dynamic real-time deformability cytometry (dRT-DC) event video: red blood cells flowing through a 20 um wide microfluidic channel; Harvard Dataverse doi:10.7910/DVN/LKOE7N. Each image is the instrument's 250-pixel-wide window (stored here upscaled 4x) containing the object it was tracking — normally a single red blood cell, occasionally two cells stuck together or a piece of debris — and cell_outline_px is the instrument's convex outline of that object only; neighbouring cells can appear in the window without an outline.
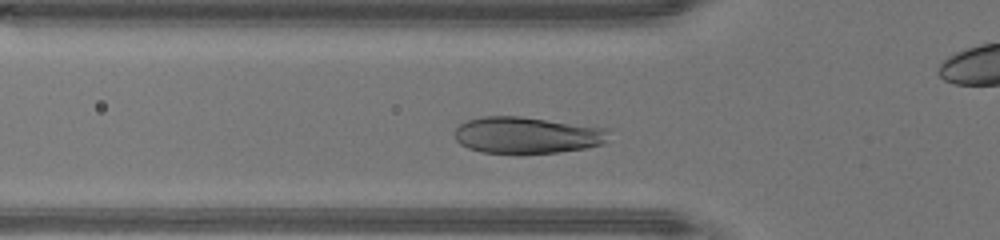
{"species": "human", "species_latin": "Homo sapiens", "temperature_condition": "warm", "stored_images_in_passage": 31, "camera_frame_rate_fps": 3000, "um_per_image_px": 0.085, "donor": {"sex": "male"}, "frame": {"image": 1, "passage_image": 8, "time_ms": 2.333, "image_size_px": [1000, 240], "cell_outline_px": [[612, 128], [604, 144], [584, 148], [556, 152], [516, 156], [480, 152], [468, 148], [460, 144], [456, 140], [456, 128], [460, 124], [468, 120], [480, 116], [520, 116]], "centroid_in_image_um": [44.81, 11.51], "position_along_channel_um": 81.0, "area_um2": 33.87}}
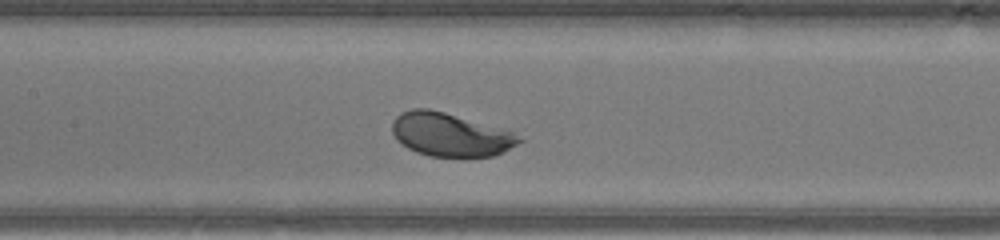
{"frame": {"image": 2, "passage_image": 14, "time_ms": 4.333, "image_size_px": [1000, 240], "cell_outline_px": [[524, 140], [504, 152], [492, 156], [428, 156], [416, 152], [400, 144], [396, 140], [392, 132], [392, 120], [400, 112], [412, 108], [428, 108], [444, 112], [512, 132]], "centroid_in_image_um": [38.2, 11.44], "position_along_channel_um": 169.2, "area_um2": 31.91}}
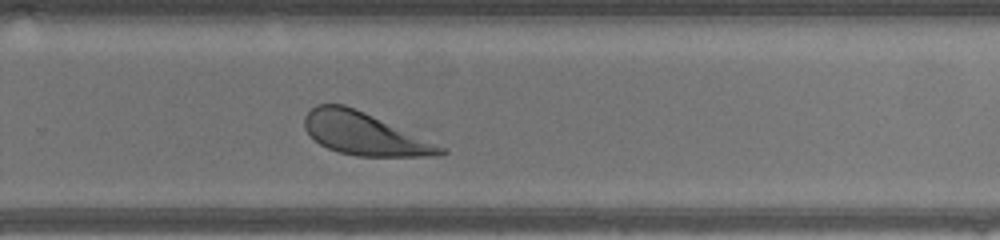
{"frame": {"image": 3, "passage_image": 23, "time_ms": 7.333, "image_size_px": [1000, 240], "cell_outline_px": [[448, 152], [440, 156], [356, 156], [340, 152], [328, 148], [320, 144], [304, 128], [304, 116], [316, 104], [344, 104], [364, 112], [444, 148]], "centroid_in_image_um": [30.91, 11.37], "position_along_channel_um": 298.9, "area_um2": 32.89}}